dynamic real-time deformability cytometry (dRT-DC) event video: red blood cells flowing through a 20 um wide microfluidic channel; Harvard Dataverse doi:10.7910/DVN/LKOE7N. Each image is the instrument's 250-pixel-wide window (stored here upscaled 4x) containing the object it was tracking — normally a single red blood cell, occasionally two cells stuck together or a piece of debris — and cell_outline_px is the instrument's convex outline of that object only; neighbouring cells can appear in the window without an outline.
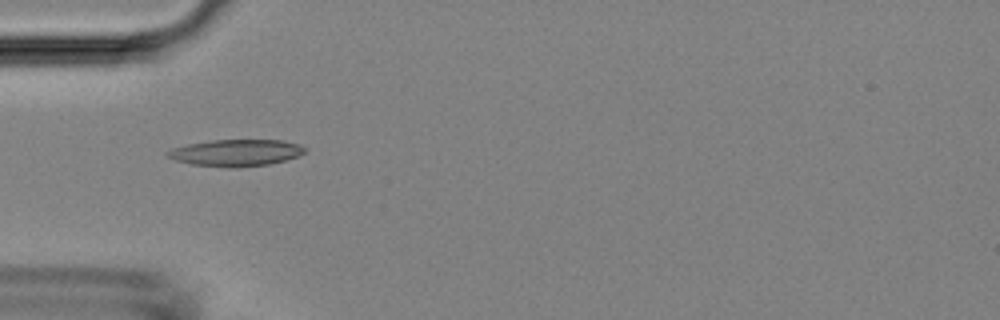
{"species": "Egyptian fruit bat (a non-hibernating species)", "species_latin": "Rousettus aegyptiacus", "temperature_condition": "room temperature", "stored_images_in_passage": 5, "camera_frame_rate_fps": 3000, "um_per_image_px": 0.085, "animal": {"sex": "female"}, "frame": {"image": 1, "passage_image": 5, "time_ms": 5.0, "image_size_px": [1000, 320], "cell_outline_px": [[308, 148], [300, 156], [268, 164], [236, 168], [228, 168], [192, 164], [176, 160], [164, 156], [164, 152], [172, 148], [188, 144], [212, 140], [284, 140], [300, 144]], "centroid_in_image_um": [20.06, 12.98], "position_along_channel_um": 64.9, "area_um2": 21.62}}